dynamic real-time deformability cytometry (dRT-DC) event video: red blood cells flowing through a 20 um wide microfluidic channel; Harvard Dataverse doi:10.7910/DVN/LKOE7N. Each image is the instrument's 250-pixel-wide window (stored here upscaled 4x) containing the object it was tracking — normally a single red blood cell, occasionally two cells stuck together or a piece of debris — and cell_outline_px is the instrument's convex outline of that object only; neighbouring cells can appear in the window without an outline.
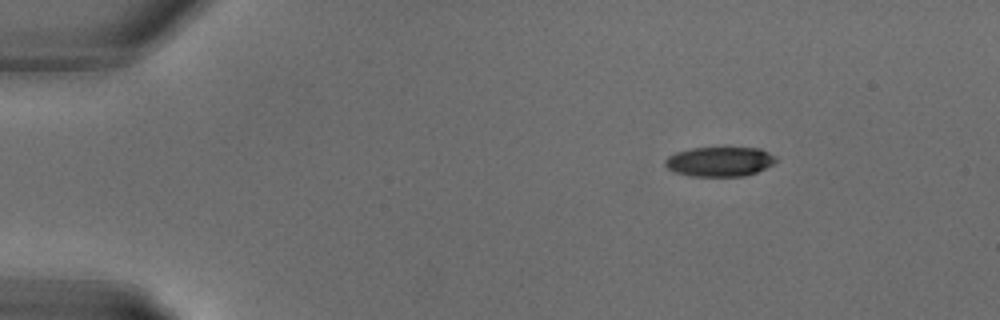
{"species": "common noctule bat (a hibernating species)", "species_latin": "Nyctalus noctula", "temperature_condition": "warm", "stored_images_in_passage": 15, "camera_frame_rate_fps": 3000, "um_per_image_px": 0.085, "animal": {"sex": "male", "body_mass_g": 18.8}, "frame": {"image": 1, "passage_image": 1, "time_ms": 0.0, "image_size_px": [1000, 320], "cell_outline_px": [[776, 160], [772, 164], [756, 172], [744, 176], [688, 176], [676, 172], [668, 168], [664, 164], [664, 160], [668, 156], [676, 152], [688, 148], [760, 148], [776, 156]], "centroid_in_image_um": [61.14, 13.73], "position_along_channel_um": 23.9, "area_um2": 19.07}}
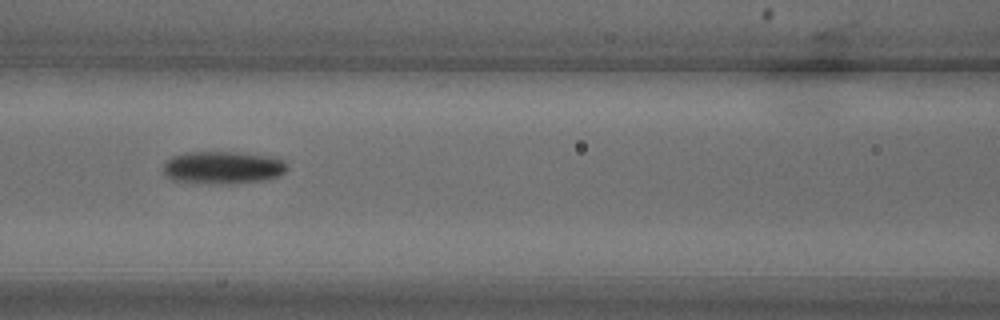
{"frame": {"image": 2, "passage_image": 10, "time_ms": 3.0, "image_size_px": [1000, 320], "cell_outline_px": [[288, 168], [280, 176], [264, 180], [232, 184], [188, 184], [172, 180], [164, 176], [164, 160], [172, 156], [184, 152], [236, 152], [268, 156], [284, 160], [288, 164]], "centroid_in_image_um": [18.89, 14.26], "position_along_channel_um": 147.7, "area_um2": 24.28}}
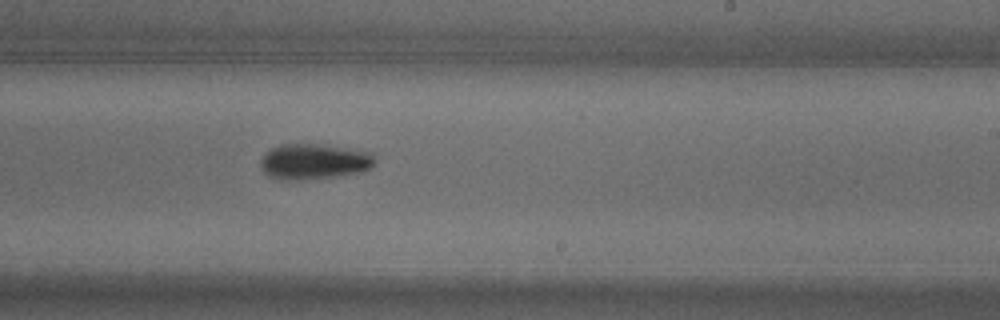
{"frame": {"image": 3, "passage_image": 15, "time_ms": 4.667, "image_size_px": [1000, 320], "cell_outline_px": [[376, 160], [372, 168], [356, 172], [336, 176], [296, 180], [276, 180], [268, 176], [260, 168], [260, 160], [272, 148], [280, 144], [324, 144], [356, 148], [372, 152], [376, 156]], "centroid_in_image_um": [26.72, 13.71], "position_along_channel_um": 262.3, "area_um2": 24.1}}